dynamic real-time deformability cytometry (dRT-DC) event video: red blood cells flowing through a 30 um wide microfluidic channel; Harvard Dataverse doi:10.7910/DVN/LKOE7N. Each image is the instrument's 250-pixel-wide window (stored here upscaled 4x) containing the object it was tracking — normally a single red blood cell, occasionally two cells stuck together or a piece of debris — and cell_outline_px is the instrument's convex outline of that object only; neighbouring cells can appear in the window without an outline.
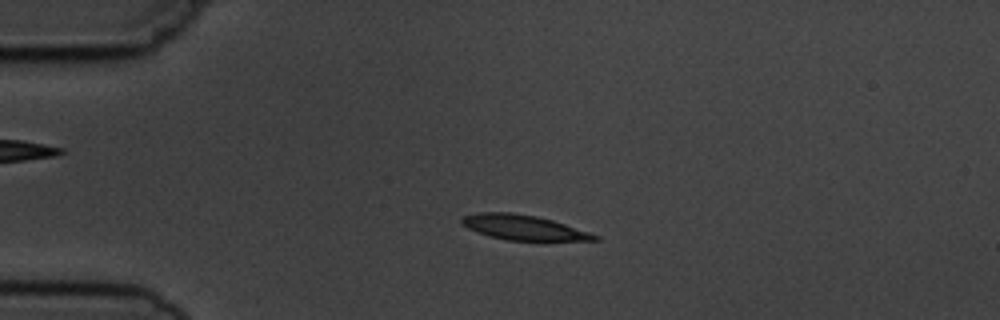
{"species": "common noctule bat (a hibernating species)", "species_latin": "Nyctalus noctula", "temperature_condition": "cold", "stored_images_in_passage": 5, "camera_frame_rate_fps": 3000, "um_per_image_px": 0.085, "animal": {"sex": "male", "body_mass_g": 19.5, "forearm_length_mm": 54.6}, "frame": {"image": 1, "passage_image": 3, "time_ms": 2.333, "image_size_px": [1000, 320], "cell_outline_px": [[600, 240], [508, 240], [488, 236], [476, 232], [460, 224], [460, 220], [464, 216], [476, 212], [512, 212], [536, 216], [552, 220], [600, 236]], "centroid_in_image_um": [44.42, 19.32], "position_along_channel_um": 40.6, "area_um2": 19.19}}
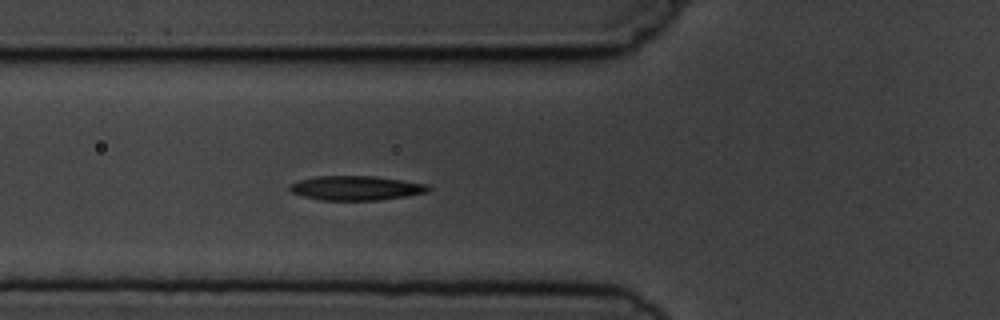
{"frame": {"image": 2, "passage_image": 5, "time_ms": 4.667, "image_size_px": [1000, 320], "cell_outline_px": [[432, 188], [428, 192], [380, 200], [320, 200], [304, 196], [292, 192], [288, 188], [288, 184], [296, 180], [316, 176], [376, 176], [428, 184]], "centroid_in_image_um": [30.24, 15.97], "position_along_channel_um": 95.6, "area_um2": 19.83}}